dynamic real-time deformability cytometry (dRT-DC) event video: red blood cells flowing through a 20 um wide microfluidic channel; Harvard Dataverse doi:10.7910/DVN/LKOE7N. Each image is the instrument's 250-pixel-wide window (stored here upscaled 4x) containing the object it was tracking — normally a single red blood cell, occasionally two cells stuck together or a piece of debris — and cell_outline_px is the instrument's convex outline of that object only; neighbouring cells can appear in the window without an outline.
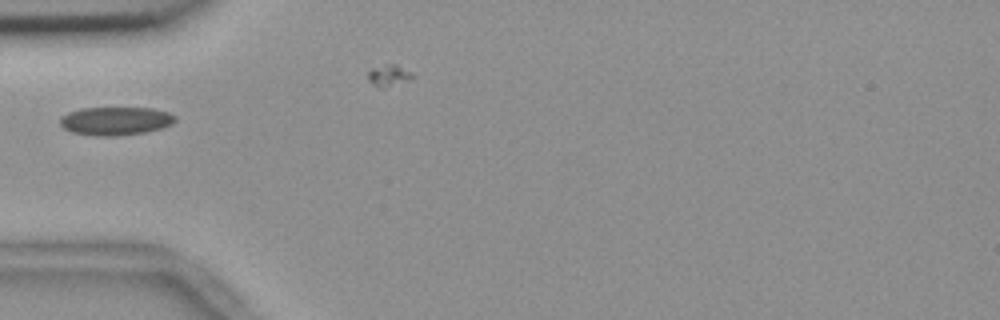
{"species": "common noctule bat (a hibernating species)", "species_latin": "Nyctalus noctula", "temperature_condition": "room temperature", "stored_images_in_passage": 26, "camera_frame_rate_fps": 3000, "um_per_image_px": 0.085, "animal": {"sex": "female", "body_mass_g": 18.4}, "frame": {"image": 1, "passage_image": 1, "time_ms": 0.0, "image_size_px": [1000, 320], "cell_outline_px": [[176, 120], [172, 124], [160, 128], [144, 132], [112, 136], [96, 136], [72, 132], [64, 128], [60, 124], [60, 116], [68, 112], [80, 108], [152, 108], [168, 112], [176, 116]], "centroid_in_image_um": [9.8, 10.27], "position_along_channel_um": 75.2, "area_um2": 18.96}}
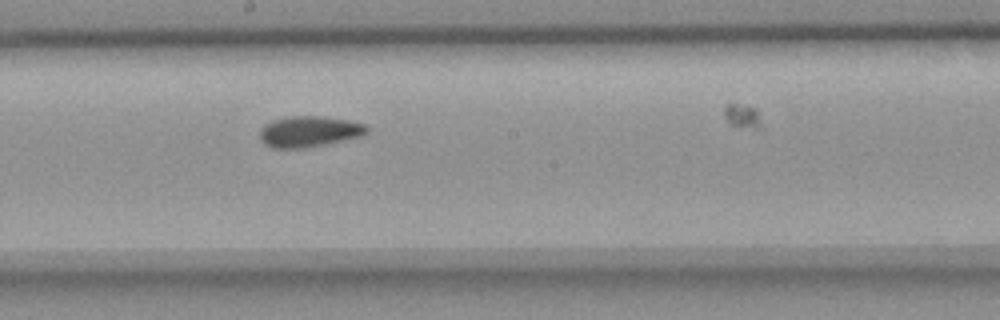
{"frame": {"image": 2, "passage_image": 13, "time_ms": 4.0, "image_size_px": [1000, 320], "cell_outline_px": [[368, 132], [360, 136], [348, 140], [300, 148], [272, 148], [264, 144], [260, 140], [260, 128], [264, 124], [272, 120], [288, 116], [324, 116], [348, 120], [364, 124], [368, 128]], "centroid_in_image_um": [26.25, 11.17], "position_along_channel_um": 221.9, "area_um2": 19.42}}
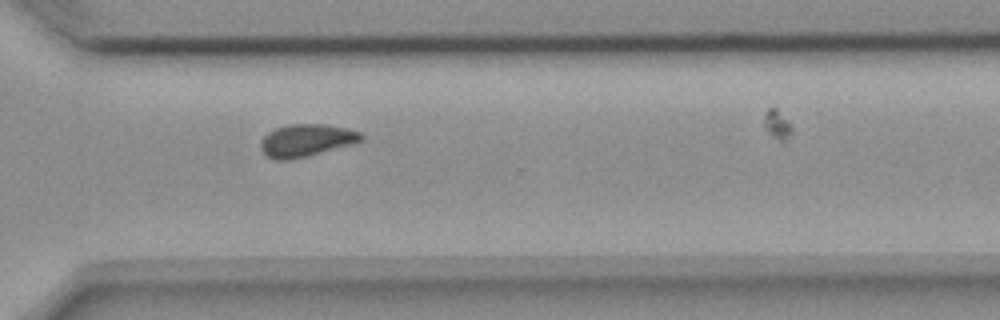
{"frame": {"image": 3, "passage_image": 23, "time_ms": 7.333, "image_size_px": [1000, 320], "cell_outline_px": [[364, 140], [352, 144], [288, 160], [276, 160], [268, 156], [260, 148], [260, 140], [268, 132], [276, 128], [288, 124], [328, 124], [360, 132], [364, 136]], "centroid_in_image_um": [26.02, 11.91], "position_along_channel_um": 344.6, "area_um2": 18.79}}